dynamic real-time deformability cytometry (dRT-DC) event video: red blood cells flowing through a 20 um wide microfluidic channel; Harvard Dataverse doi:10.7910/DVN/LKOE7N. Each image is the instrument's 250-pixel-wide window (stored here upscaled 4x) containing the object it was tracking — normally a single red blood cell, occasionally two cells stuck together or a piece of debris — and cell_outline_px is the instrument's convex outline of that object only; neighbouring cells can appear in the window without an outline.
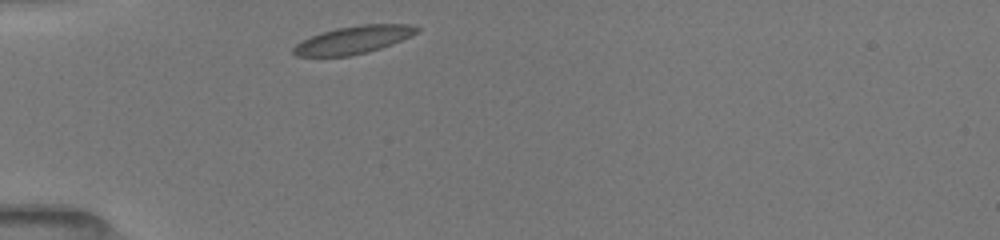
{"species": "common noctule bat (a hibernating species)", "species_latin": "Nyctalus noctula", "temperature_condition": "room temperature", "stored_images_in_passage": 16, "camera_frame_rate_fps": 3000, "um_per_image_px": 0.085, "animal": {"sex": "female", "body_mass_g": 19.5, "forearm_length_mm": 54.1}, "frame": {"image": 1, "passage_image": 1, "time_ms": 0.0, "image_size_px": [1000, 240], "cell_outline_px": [[420, 28], [416, 32], [392, 44], [368, 52], [352, 56], [296, 56], [292, 52], [292, 48], [296, 44], [312, 36], [336, 28], [364, 24], [408, 24]], "centroid_in_image_um": [30.01, 3.39], "position_along_channel_um": 55.0, "area_um2": 19.59}}
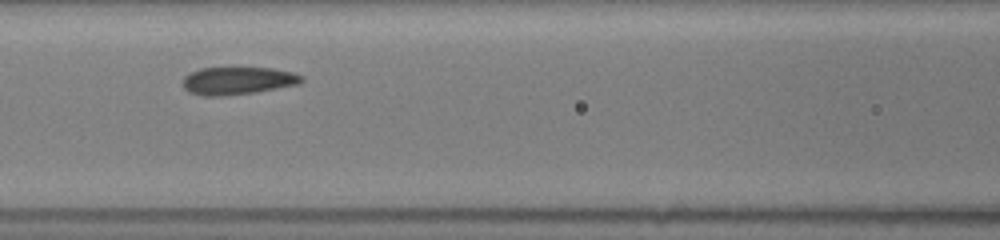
{"frame": {"image": 2, "passage_image": 5, "time_ms": 2.667, "image_size_px": [1000, 240], "cell_outline_px": [[304, 80], [300, 84], [256, 92], [220, 96], [204, 96], [188, 92], [184, 88], [184, 76], [200, 68], [272, 68], [296, 72], [304, 76]], "centroid_in_image_um": [20.27, 6.86], "position_along_channel_um": 146.3, "area_um2": 19.25}}
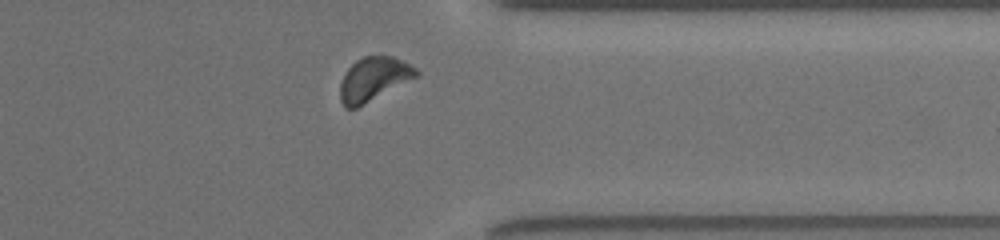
{"frame": {"image": 3, "passage_image": 14, "time_ms": 8.667, "image_size_px": [1000, 240], "cell_outline_px": [[420, 76], [356, 108], [344, 108], [340, 100], [340, 84], [344, 72], [356, 60], [364, 56], [392, 56], [416, 68], [420, 72]], "centroid_in_image_um": [31.76, 6.73], "position_along_channel_um": 379.6, "area_um2": 19.48}, "authors_computed_cell_mechanics": {"area_um2": 19.4786, "velocity_mm_per_s": 3.9479, "shape_relaxation_time_tau1_ms": 5.587, "shape_relaxation_time_tau2_ms": 2.3476, "deformation_change_tau1": 0.1004, "deformation_change_tau2": 0.0479}}